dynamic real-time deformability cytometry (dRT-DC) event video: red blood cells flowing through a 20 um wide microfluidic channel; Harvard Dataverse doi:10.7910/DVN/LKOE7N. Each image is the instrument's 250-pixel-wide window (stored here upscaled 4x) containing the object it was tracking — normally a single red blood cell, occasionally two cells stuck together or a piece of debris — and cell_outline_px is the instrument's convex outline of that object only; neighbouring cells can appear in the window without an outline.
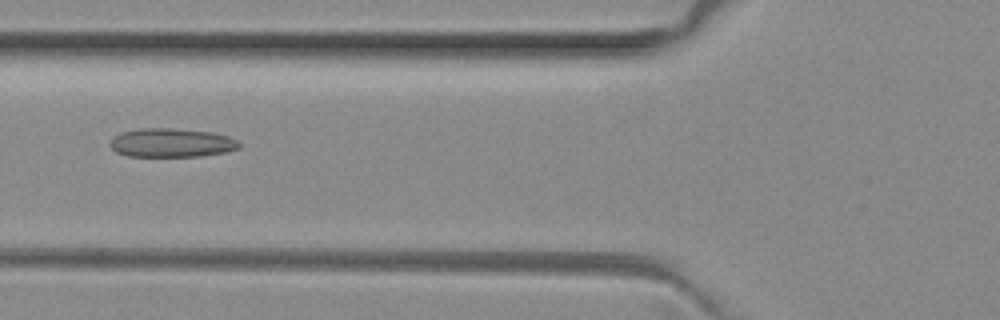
{"species": "common noctule bat (a hibernating species)", "species_latin": "Nyctalus noctula", "temperature_condition": "room temperature", "stored_images_in_passage": 3, "camera_frame_rate_fps": 3000, "um_per_image_px": 0.085, "animal": {"sex": "female", "body_mass_g": 29.2, "forearm_length_mm": 56.3}, "frame": {"image": 1, "passage_image": 2, "time_ms": 0.333, "image_size_px": [1000, 320], "cell_outline_px": [[240, 148], [224, 152], [200, 156], [128, 156], [116, 152], [108, 144], [112, 136], [120, 132], [140, 128], [172, 128], [212, 132], [228, 136], [236, 140], [240, 144]], "centroid_in_image_um": [14.53, 12.13], "position_along_channel_um": 111.3, "area_um2": 21.79}}
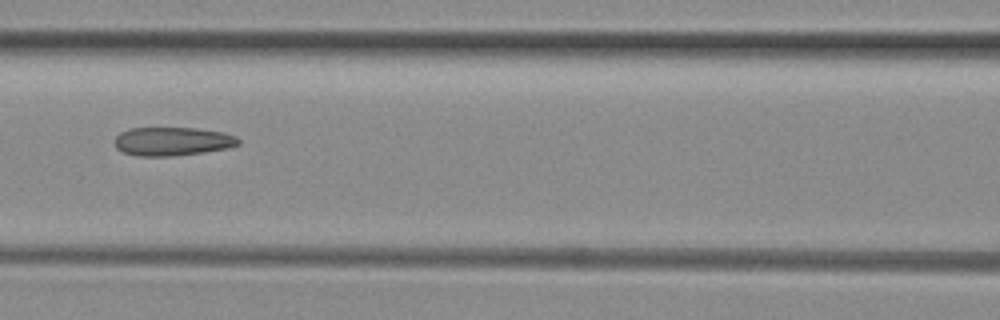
{"frame": {"image": 2, "passage_image": 3, "time_ms": 0.667, "image_size_px": [1000, 320], "cell_outline_px": [[240, 144], [228, 148], [204, 152], [172, 156], [136, 156], [124, 152], [116, 148], [112, 140], [120, 132], [128, 128], [196, 128], [224, 132], [236, 136], [240, 140]], "centroid_in_image_um": [14.63, 12.01], "position_along_channel_um": 152.0, "area_um2": 20.87}}